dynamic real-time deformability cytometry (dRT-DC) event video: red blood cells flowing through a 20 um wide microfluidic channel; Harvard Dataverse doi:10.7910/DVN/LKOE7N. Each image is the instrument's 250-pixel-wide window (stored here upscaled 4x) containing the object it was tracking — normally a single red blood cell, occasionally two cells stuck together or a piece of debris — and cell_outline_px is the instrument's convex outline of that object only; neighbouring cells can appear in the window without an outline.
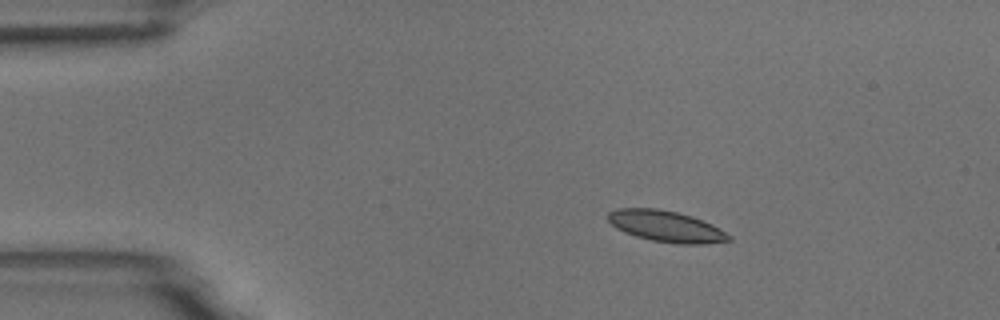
{"species": "common noctule bat (a hibernating species)", "species_latin": "Nyctalus noctula", "temperature_condition": "room temperature", "stored_images_in_passage": 3, "camera_frame_rate_fps": 3000, "um_per_image_px": 0.085, "animal": {"sex": "male", "body_mass_g": 18.8}, "frame": {"image": 1, "passage_image": 1, "time_ms": 0.0, "image_size_px": [1000, 320], "cell_outline_px": [[732, 240], [704, 244], [676, 244], [652, 240], [636, 236], [624, 232], [616, 228], [608, 220], [608, 212], [616, 208], [656, 208], [676, 212], [692, 216], [712, 224], [720, 228], [732, 236]], "centroid_in_image_um": [56.63, 19.24], "position_along_channel_um": 28.4, "area_um2": 22.02}}